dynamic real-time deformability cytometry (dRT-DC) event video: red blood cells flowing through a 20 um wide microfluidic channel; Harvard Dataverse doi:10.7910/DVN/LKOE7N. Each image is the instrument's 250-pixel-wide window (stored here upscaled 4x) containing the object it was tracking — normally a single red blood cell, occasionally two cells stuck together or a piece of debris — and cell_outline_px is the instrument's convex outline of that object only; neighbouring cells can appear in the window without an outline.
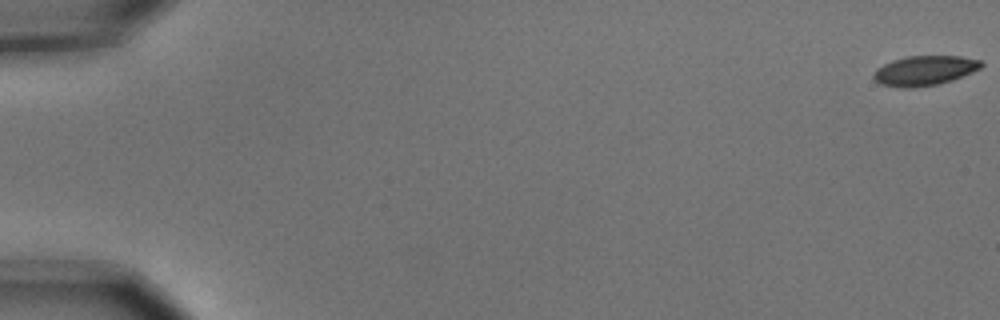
{"species": "common noctule bat (a hibernating species)", "species_latin": "Nyctalus noctula", "temperature_condition": "cold", "stored_images_in_passage": 5, "camera_frame_rate_fps": 3000, "um_per_image_px": 0.085, "animal": {"sex": "male", "body_mass_g": 15.6}, "frame": {"image": 1, "passage_image": 1, "time_ms": 0.0, "image_size_px": [1000, 320], "cell_outline_px": [[984, 64], [980, 68], [972, 72], [952, 80], [936, 84], [912, 88], [900, 88], [880, 84], [872, 76], [876, 68], [892, 60], [908, 56], [960, 56], [980, 60]], "centroid_in_image_um": [78.56, 6.0], "position_along_channel_um": 6.4, "area_um2": 18.61}}
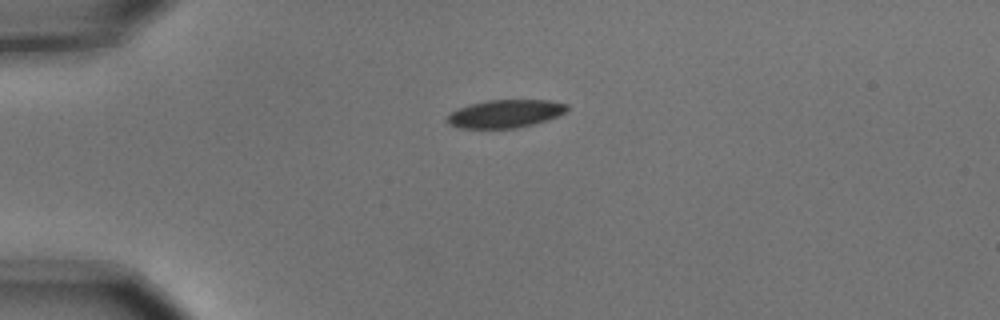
{"frame": {"image": 2, "passage_image": 5, "time_ms": 1.333, "image_size_px": [1000, 320], "cell_outline_px": [[568, 108], [564, 112], [556, 116], [532, 124], [516, 128], [460, 128], [448, 124], [444, 120], [456, 108], [468, 104], [488, 100], [548, 100], [568, 104]], "centroid_in_image_um": [42.88, 9.66], "position_along_channel_um": 42.1, "area_um2": 19.48}}